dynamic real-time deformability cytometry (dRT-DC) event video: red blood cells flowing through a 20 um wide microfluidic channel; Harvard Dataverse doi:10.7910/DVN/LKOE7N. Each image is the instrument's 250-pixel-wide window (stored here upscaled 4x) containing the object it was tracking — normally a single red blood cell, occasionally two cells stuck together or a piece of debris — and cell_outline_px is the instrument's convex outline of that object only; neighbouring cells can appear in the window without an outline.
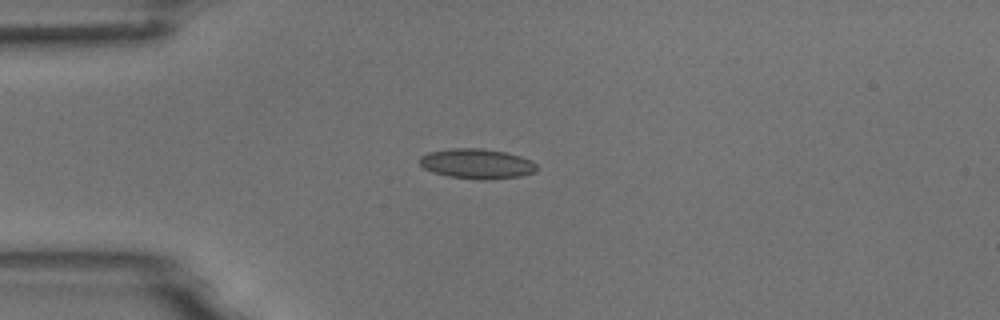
{"species": "common noctule bat (a hibernating species)", "species_latin": "Nyctalus noctula", "temperature_condition": "room temperature", "stored_images_in_passage": 41, "camera_frame_rate_fps": 3000, "um_per_image_px": 0.085, "animal": {"sex": "male", "body_mass_g": 18.8}, "frame": {"image": 1, "passage_image": 1, "time_ms": 0.0, "image_size_px": [1000, 320], "cell_outline_px": [[536, 168], [532, 172], [516, 176], [452, 176], [436, 172], [424, 168], [420, 164], [420, 160], [424, 156], [432, 152], [460, 148], [472, 148], [504, 152], [528, 160], [536, 164]], "centroid_in_image_um": [40.5, 13.86], "position_along_channel_um": 44.5, "area_um2": 18.32}}
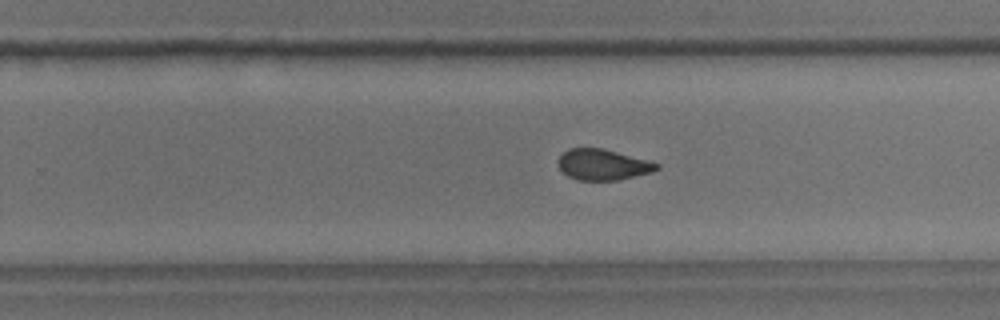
{"frame": {"image": 2, "passage_image": 21, "time_ms": 6.667, "image_size_px": [1000, 320], "cell_outline_px": [[660, 168], [648, 172], [616, 180], [580, 180], [568, 176], [560, 168], [560, 156], [564, 152], [572, 148], [600, 148], [660, 164]], "centroid_in_image_um": [51.22, 14.0], "position_along_channel_um": 278.6, "area_um2": 16.94}}
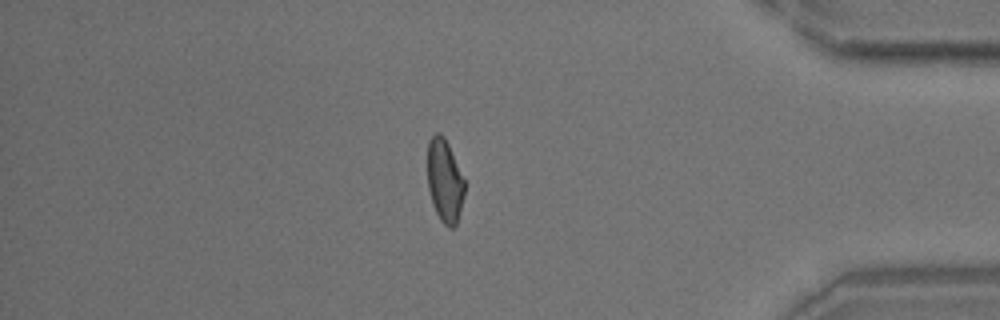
{"frame": {"image": 3, "passage_image": 33, "time_ms": 10.667, "image_size_px": [1000, 320], "cell_outline_px": [[464, 192], [456, 224], [452, 228], [448, 228], [440, 220], [436, 212], [428, 188], [428, 140], [436, 132], [440, 132], [444, 136], [448, 144], [464, 180]], "centroid_in_image_um": [37.78, 15.34], "position_along_channel_um": 397.4, "area_um2": 17.57}, "authors_computed_cell_mechanics": {"area_um2": 17.8602, "velocity_mm_per_s": 3.7833, "shape_relaxation_time_tau1_ms": 9.6779, "shape_relaxation_time_tau2_ms": 1.7587, "deformation_change_tau1": 0.1831, "deformation_change_tau2": 0.0789}}